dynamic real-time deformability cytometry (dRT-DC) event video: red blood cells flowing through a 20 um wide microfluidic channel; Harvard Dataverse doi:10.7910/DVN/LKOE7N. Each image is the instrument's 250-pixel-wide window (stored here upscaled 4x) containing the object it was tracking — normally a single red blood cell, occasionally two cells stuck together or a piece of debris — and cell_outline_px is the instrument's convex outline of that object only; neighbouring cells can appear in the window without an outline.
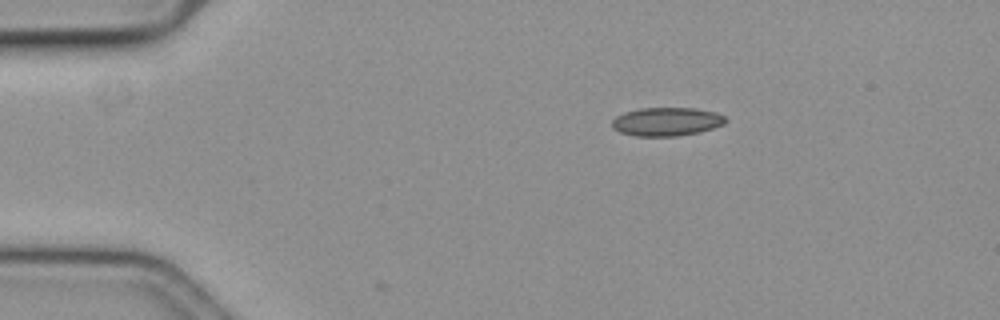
{"species": "common noctule bat (a hibernating species)", "species_latin": "Nyctalus noctula", "temperature_condition": "cold", "stored_images_in_passage": 3, "camera_frame_rate_fps": 3000, "um_per_image_px": 0.085, "animal": {"sex": "female", "body_mass_g": 19.3, "forearm_length_mm": 54.1}, "frame": {"image": 1, "passage_image": 1, "time_ms": 0.0, "image_size_px": [1000, 320], "cell_outline_px": [[728, 120], [724, 124], [700, 132], [676, 136], [636, 136], [620, 132], [612, 128], [612, 120], [616, 116], [624, 112], [640, 108], [696, 108], [716, 112], [724, 116]], "centroid_in_image_um": [56.66, 10.33], "position_along_channel_um": 28.3, "area_um2": 18.96}}